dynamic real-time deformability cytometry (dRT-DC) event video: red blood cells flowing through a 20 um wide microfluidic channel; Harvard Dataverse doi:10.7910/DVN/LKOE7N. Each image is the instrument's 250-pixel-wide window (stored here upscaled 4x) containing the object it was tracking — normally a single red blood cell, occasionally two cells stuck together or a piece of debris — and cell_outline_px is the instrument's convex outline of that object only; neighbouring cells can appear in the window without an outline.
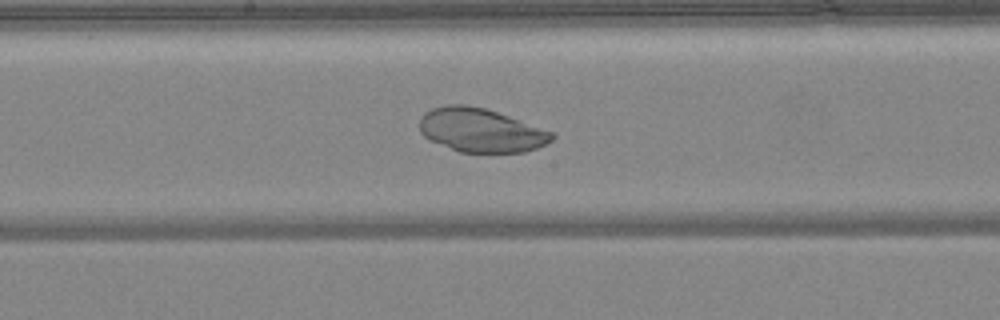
{"species": "common noctule bat (a hibernating species)", "species_latin": "Nyctalus noctula", "temperature_condition": "warm", "stored_images_in_passage": 49, "camera_frame_rate_fps": 3000, "um_per_image_px": 0.085, "animal": {"sex": "female", "body_mass_g": 24.6, "forearm_length_mm": 56.2}, "frame": {"image": 1, "passage_image": 26, "time_ms": 8.333, "image_size_px": [1000, 320], "cell_outline_px": [[556, 136], [548, 144], [524, 152], [460, 152], [432, 140], [424, 136], [420, 132], [420, 116], [424, 112], [432, 108], [448, 104], [464, 104], [484, 108], [556, 132]], "centroid_in_image_um": [40.91, 11.06], "position_along_channel_um": 207.3, "area_um2": 33.76}}
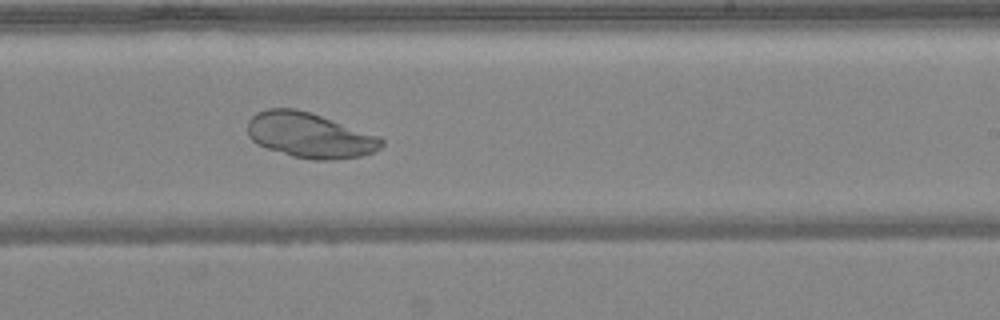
{"frame": {"image": 2, "passage_image": 30, "time_ms": 9.667, "image_size_px": [1000, 320], "cell_outline_px": [[384, 144], [380, 148], [372, 152], [360, 156], [332, 160], [312, 160], [292, 156], [256, 144], [248, 136], [248, 120], [256, 112], [268, 108], [296, 108], [380, 136], [384, 140]], "centroid_in_image_um": [26.31, 11.5], "position_along_channel_um": 262.7, "area_um2": 35.14}}
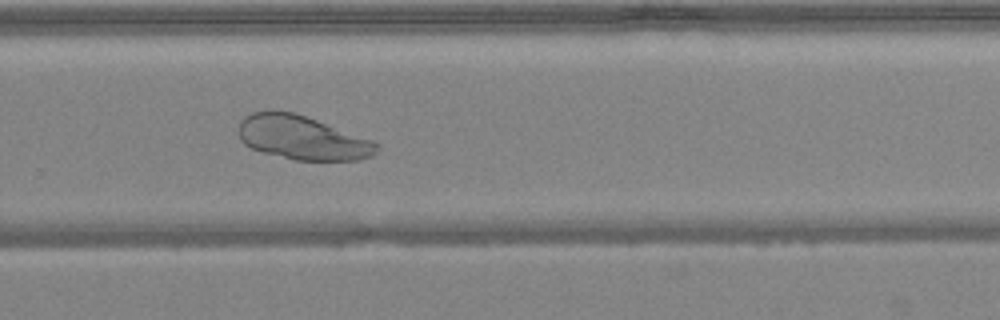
{"frame": {"image": 3, "passage_image": 33, "time_ms": 10.667, "image_size_px": [1000, 320], "cell_outline_px": [[380, 148], [372, 156], [360, 160], [296, 160], [264, 152], [252, 148], [244, 144], [240, 140], [240, 120], [244, 116], [252, 112], [296, 112], [372, 140], [380, 144]], "centroid_in_image_um": [25.73, 11.71], "position_along_channel_um": 304.1, "area_um2": 35.08}}